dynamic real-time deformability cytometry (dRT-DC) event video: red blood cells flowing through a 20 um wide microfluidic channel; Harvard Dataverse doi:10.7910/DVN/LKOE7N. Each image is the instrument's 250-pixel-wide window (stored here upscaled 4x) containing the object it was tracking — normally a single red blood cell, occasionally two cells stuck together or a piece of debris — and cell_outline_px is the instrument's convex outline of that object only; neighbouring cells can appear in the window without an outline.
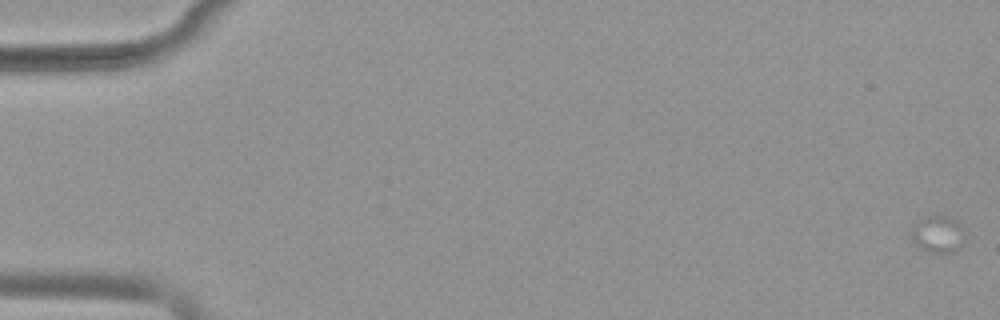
{"species": "common noctule bat (a hibernating species)", "species_latin": "Nyctalus noctula", "temperature_condition": "warm", "stored_images_in_passage": 19, "camera_frame_rate_fps": 3000, "um_per_image_px": 0.085, "animal": {"sex": "female", "body_mass_g": 19.9}, "frame": {"image": 1, "passage_image": 1, "time_ms": 0.0, "image_size_px": [1000, 320], "cell_outline_px": [[964, 232], [960, 248], [952, 252], [928, 252], [920, 248], [916, 244], [912, 236], [912, 228], [924, 216], [932, 212], [956, 220], [964, 228]], "centroid_in_image_um": [79.73, 19.86], "position_along_channel_um": 5.3, "area_um2": 11.56}}